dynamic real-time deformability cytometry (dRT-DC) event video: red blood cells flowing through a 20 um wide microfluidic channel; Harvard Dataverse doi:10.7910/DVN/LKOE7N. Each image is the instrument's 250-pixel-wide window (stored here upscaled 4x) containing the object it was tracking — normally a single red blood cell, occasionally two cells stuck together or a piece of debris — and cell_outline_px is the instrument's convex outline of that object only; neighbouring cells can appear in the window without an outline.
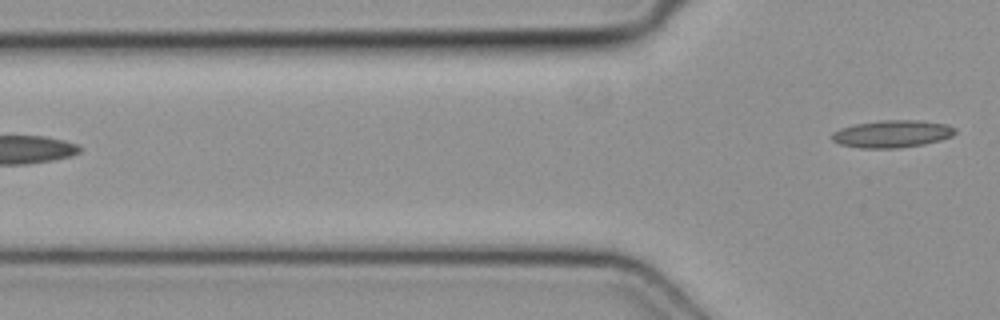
{"species": "common noctule bat (a hibernating species)", "species_latin": "Nyctalus noctula", "temperature_condition": "cold", "stored_images_in_passage": 3, "camera_frame_rate_fps": 3000, "um_per_image_px": 0.085, "animal": {"sex": "female", "body_mass_g": 19.3, "forearm_length_mm": 54.1}, "frame": {"image": 1, "passage_image": 3, "time_ms": 0.667, "image_size_px": [1000, 320], "cell_outline_px": [[956, 132], [952, 136], [940, 140], [924, 144], [896, 148], [860, 148], [840, 144], [832, 140], [832, 132], [840, 128], [856, 124], [880, 120], [916, 120], [948, 124], [956, 128]], "centroid_in_image_um": [75.84, 11.37], "position_along_channel_um": 50.0, "area_um2": 19.65}}